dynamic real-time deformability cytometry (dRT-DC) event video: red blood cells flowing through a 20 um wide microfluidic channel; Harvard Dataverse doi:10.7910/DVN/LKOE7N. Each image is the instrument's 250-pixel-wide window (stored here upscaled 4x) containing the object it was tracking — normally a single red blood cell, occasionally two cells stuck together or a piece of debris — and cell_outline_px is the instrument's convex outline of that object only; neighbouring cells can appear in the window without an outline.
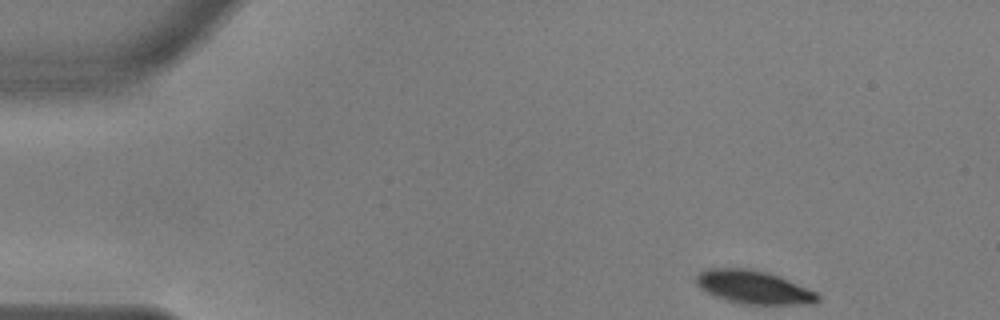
{"species": "common noctule bat (a hibernating species)", "species_latin": "Nyctalus noctula", "temperature_condition": "warm", "stored_images_in_passage": 46, "camera_frame_rate_fps": 3000, "um_per_image_px": 0.085, "animal": {"sex": "male", "body_mass_g": 17.9, "forearm_length_mm": 54.2}, "frame": {"image": 1, "passage_image": 1, "time_ms": 0.0, "image_size_px": [1000, 320], "cell_outline_px": [[820, 300], [816, 304], [744, 304], [728, 300], [716, 296], [700, 288], [696, 284], [696, 276], [700, 272], [708, 268], [752, 268], [768, 272], [780, 276], [816, 292], [820, 296]], "centroid_in_image_um": [64.09, 24.4], "position_along_channel_um": 20.9, "area_um2": 23.58}}
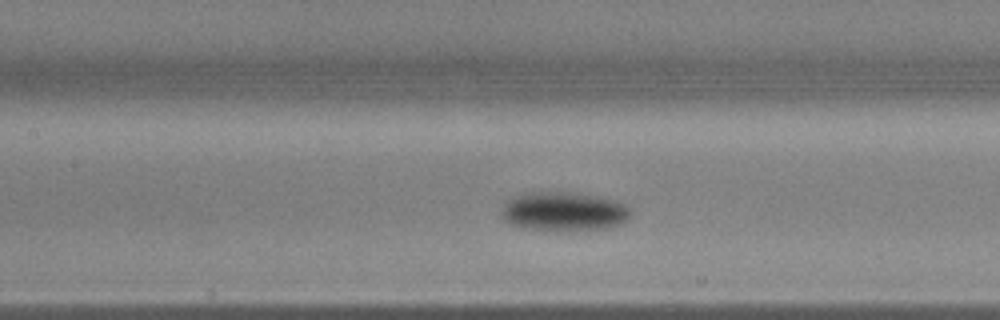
{"frame": {"image": 2, "passage_image": 20, "time_ms": 6.333, "image_size_px": [1000, 320], "cell_outline_px": [[632, 212], [628, 220], [620, 224], [608, 228], [524, 228], [512, 224], [504, 220], [500, 216], [500, 212], [504, 204], [508, 200], [524, 192], [564, 192], [596, 196], [620, 200], [632, 208]], "centroid_in_image_um": [47.96, 17.93], "position_along_channel_um": 159.4, "area_um2": 28.9}}
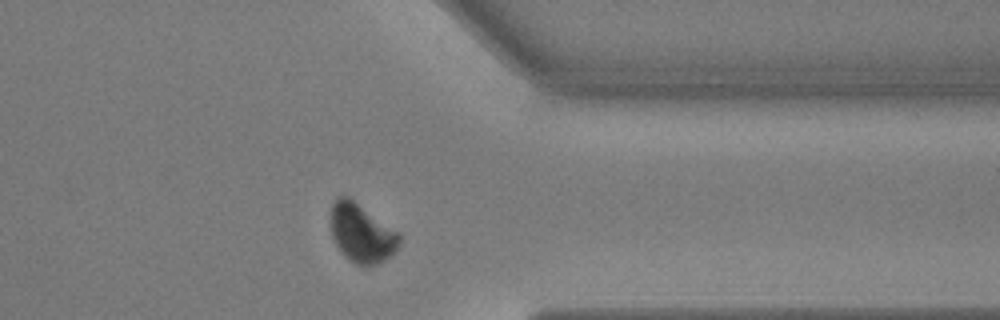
{"frame": {"image": 3, "passage_image": 39, "time_ms": 12.667, "image_size_px": [1000, 320], "cell_outline_px": [[400, 244], [396, 252], [392, 256], [376, 264], [356, 264], [348, 260], [340, 252], [332, 236], [332, 204], [340, 196], [348, 196], [400, 232]], "centroid_in_image_um": [30.78, 19.83], "position_along_channel_um": 380.6, "area_um2": 23.47}}